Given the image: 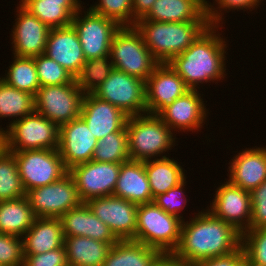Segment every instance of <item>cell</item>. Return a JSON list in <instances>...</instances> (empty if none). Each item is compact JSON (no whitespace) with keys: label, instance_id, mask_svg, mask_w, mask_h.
Instances as JSON below:
<instances>
[{"label":"cell","instance_id":"1","mask_svg":"<svg viewBox=\"0 0 266 266\" xmlns=\"http://www.w3.org/2000/svg\"><path fill=\"white\" fill-rule=\"evenodd\" d=\"M240 246L241 233L206 209L191 221H183L180 242L172 256L194 266L202 260L227 255Z\"/></svg>","mask_w":266,"mask_h":266},{"label":"cell","instance_id":"2","mask_svg":"<svg viewBox=\"0 0 266 266\" xmlns=\"http://www.w3.org/2000/svg\"><path fill=\"white\" fill-rule=\"evenodd\" d=\"M218 27L209 25L184 52L168 62L190 90H197L199 83L218 82L226 76L227 44Z\"/></svg>","mask_w":266,"mask_h":266},{"label":"cell","instance_id":"3","mask_svg":"<svg viewBox=\"0 0 266 266\" xmlns=\"http://www.w3.org/2000/svg\"><path fill=\"white\" fill-rule=\"evenodd\" d=\"M208 21L157 22L138 19L135 28L159 63H168L184 52L209 26Z\"/></svg>","mask_w":266,"mask_h":266},{"label":"cell","instance_id":"4","mask_svg":"<svg viewBox=\"0 0 266 266\" xmlns=\"http://www.w3.org/2000/svg\"><path fill=\"white\" fill-rule=\"evenodd\" d=\"M130 160L147 161L161 157L175 145L174 132L157 116H130L126 122ZM156 156V157H155Z\"/></svg>","mask_w":266,"mask_h":266},{"label":"cell","instance_id":"5","mask_svg":"<svg viewBox=\"0 0 266 266\" xmlns=\"http://www.w3.org/2000/svg\"><path fill=\"white\" fill-rule=\"evenodd\" d=\"M183 220L168 214L154 202L138 205L134 241L172 255L177 249Z\"/></svg>","mask_w":266,"mask_h":266},{"label":"cell","instance_id":"6","mask_svg":"<svg viewBox=\"0 0 266 266\" xmlns=\"http://www.w3.org/2000/svg\"><path fill=\"white\" fill-rule=\"evenodd\" d=\"M110 58L115 69L145 82L159 64L135 26H121L115 33L110 47Z\"/></svg>","mask_w":266,"mask_h":266},{"label":"cell","instance_id":"7","mask_svg":"<svg viewBox=\"0 0 266 266\" xmlns=\"http://www.w3.org/2000/svg\"><path fill=\"white\" fill-rule=\"evenodd\" d=\"M6 127L4 148L10 152L59 147V127L36 111Z\"/></svg>","mask_w":266,"mask_h":266},{"label":"cell","instance_id":"8","mask_svg":"<svg viewBox=\"0 0 266 266\" xmlns=\"http://www.w3.org/2000/svg\"><path fill=\"white\" fill-rule=\"evenodd\" d=\"M91 94L116 106L129 117L147 114L145 81L115 68Z\"/></svg>","mask_w":266,"mask_h":266},{"label":"cell","instance_id":"9","mask_svg":"<svg viewBox=\"0 0 266 266\" xmlns=\"http://www.w3.org/2000/svg\"><path fill=\"white\" fill-rule=\"evenodd\" d=\"M84 95L75 79L69 84L42 86L34 97L35 111L60 127L80 117Z\"/></svg>","mask_w":266,"mask_h":266},{"label":"cell","instance_id":"10","mask_svg":"<svg viewBox=\"0 0 266 266\" xmlns=\"http://www.w3.org/2000/svg\"><path fill=\"white\" fill-rule=\"evenodd\" d=\"M25 191L49 185L68 173L58 149L12 152Z\"/></svg>","mask_w":266,"mask_h":266},{"label":"cell","instance_id":"11","mask_svg":"<svg viewBox=\"0 0 266 266\" xmlns=\"http://www.w3.org/2000/svg\"><path fill=\"white\" fill-rule=\"evenodd\" d=\"M26 197L34 215L39 218H60L83 203L69 173L49 185L27 191Z\"/></svg>","mask_w":266,"mask_h":266},{"label":"cell","instance_id":"12","mask_svg":"<svg viewBox=\"0 0 266 266\" xmlns=\"http://www.w3.org/2000/svg\"><path fill=\"white\" fill-rule=\"evenodd\" d=\"M81 11L82 8L73 16L71 25L78 34L86 60L110 55L112 39L121 26L90 9L84 12V16Z\"/></svg>","mask_w":266,"mask_h":266},{"label":"cell","instance_id":"13","mask_svg":"<svg viewBox=\"0 0 266 266\" xmlns=\"http://www.w3.org/2000/svg\"><path fill=\"white\" fill-rule=\"evenodd\" d=\"M121 164L110 162H89L68 170L83 202L92 198L113 196Z\"/></svg>","mask_w":266,"mask_h":266},{"label":"cell","instance_id":"14","mask_svg":"<svg viewBox=\"0 0 266 266\" xmlns=\"http://www.w3.org/2000/svg\"><path fill=\"white\" fill-rule=\"evenodd\" d=\"M86 203L118 240L134 239L138 205L115 196L92 198Z\"/></svg>","mask_w":266,"mask_h":266},{"label":"cell","instance_id":"15","mask_svg":"<svg viewBox=\"0 0 266 266\" xmlns=\"http://www.w3.org/2000/svg\"><path fill=\"white\" fill-rule=\"evenodd\" d=\"M224 183L216 188L214 199L209 206L211 209L208 207V210L243 234L249 230L251 221L250 192L232 185L229 181Z\"/></svg>","mask_w":266,"mask_h":266},{"label":"cell","instance_id":"16","mask_svg":"<svg viewBox=\"0 0 266 266\" xmlns=\"http://www.w3.org/2000/svg\"><path fill=\"white\" fill-rule=\"evenodd\" d=\"M189 90L168 63H159L145 82L147 114L158 115Z\"/></svg>","mask_w":266,"mask_h":266},{"label":"cell","instance_id":"17","mask_svg":"<svg viewBox=\"0 0 266 266\" xmlns=\"http://www.w3.org/2000/svg\"><path fill=\"white\" fill-rule=\"evenodd\" d=\"M97 143L81 117L59 127L58 151L67 170L92 160Z\"/></svg>","mask_w":266,"mask_h":266},{"label":"cell","instance_id":"18","mask_svg":"<svg viewBox=\"0 0 266 266\" xmlns=\"http://www.w3.org/2000/svg\"><path fill=\"white\" fill-rule=\"evenodd\" d=\"M11 33L13 55L33 58L45 52L50 28L31 14L21 4Z\"/></svg>","mask_w":266,"mask_h":266},{"label":"cell","instance_id":"19","mask_svg":"<svg viewBox=\"0 0 266 266\" xmlns=\"http://www.w3.org/2000/svg\"><path fill=\"white\" fill-rule=\"evenodd\" d=\"M199 91L189 90L165 107L157 116L172 130L200 131L206 122L207 108ZM207 112V113H206ZM194 130V131H193Z\"/></svg>","mask_w":266,"mask_h":266},{"label":"cell","instance_id":"20","mask_svg":"<svg viewBox=\"0 0 266 266\" xmlns=\"http://www.w3.org/2000/svg\"><path fill=\"white\" fill-rule=\"evenodd\" d=\"M44 54L59 63L75 79L86 61L78 34L72 25L50 29Z\"/></svg>","mask_w":266,"mask_h":266},{"label":"cell","instance_id":"21","mask_svg":"<svg viewBox=\"0 0 266 266\" xmlns=\"http://www.w3.org/2000/svg\"><path fill=\"white\" fill-rule=\"evenodd\" d=\"M80 117L99 141L110 133L126 130L129 116L109 102L87 93L83 97Z\"/></svg>","mask_w":266,"mask_h":266},{"label":"cell","instance_id":"22","mask_svg":"<svg viewBox=\"0 0 266 266\" xmlns=\"http://www.w3.org/2000/svg\"><path fill=\"white\" fill-rule=\"evenodd\" d=\"M229 162V179L232 185L251 192L266 180V146L246 148Z\"/></svg>","mask_w":266,"mask_h":266},{"label":"cell","instance_id":"23","mask_svg":"<svg viewBox=\"0 0 266 266\" xmlns=\"http://www.w3.org/2000/svg\"><path fill=\"white\" fill-rule=\"evenodd\" d=\"M64 236H83L106 242L111 246L119 240L110 228L93 214L86 202L60 217Z\"/></svg>","mask_w":266,"mask_h":266},{"label":"cell","instance_id":"24","mask_svg":"<svg viewBox=\"0 0 266 266\" xmlns=\"http://www.w3.org/2000/svg\"><path fill=\"white\" fill-rule=\"evenodd\" d=\"M113 196L123 198L136 205L153 202L144 162L129 160L121 163Z\"/></svg>","mask_w":266,"mask_h":266},{"label":"cell","instance_id":"25","mask_svg":"<svg viewBox=\"0 0 266 266\" xmlns=\"http://www.w3.org/2000/svg\"><path fill=\"white\" fill-rule=\"evenodd\" d=\"M23 238L24 255L46 253L64 246L60 218L36 217Z\"/></svg>","mask_w":266,"mask_h":266},{"label":"cell","instance_id":"26","mask_svg":"<svg viewBox=\"0 0 266 266\" xmlns=\"http://www.w3.org/2000/svg\"><path fill=\"white\" fill-rule=\"evenodd\" d=\"M206 0H156L150 11L140 19L157 22L208 21Z\"/></svg>","mask_w":266,"mask_h":266},{"label":"cell","instance_id":"27","mask_svg":"<svg viewBox=\"0 0 266 266\" xmlns=\"http://www.w3.org/2000/svg\"><path fill=\"white\" fill-rule=\"evenodd\" d=\"M68 266H102L111 245L83 236H64Z\"/></svg>","mask_w":266,"mask_h":266},{"label":"cell","instance_id":"28","mask_svg":"<svg viewBox=\"0 0 266 266\" xmlns=\"http://www.w3.org/2000/svg\"><path fill=\"white\" fill-rule=\"evenodd\" d=\"M162 255L141 242L119 240L111 246L102 266H153Z\"/></svg>","mask_w":266,"mask_h":266},{"label":"cell","instance_id":"29","mask_svg":"<svg viewBox=\"0 0 266 266\" xmlns=\"http://www.w3.org/2000/svg\"><path fill=\"white\" fill-rule=\"evenodd\" d=\"M149 185L153 198L166 193L170 188L176 187L186 179L182 166L177 160L169 159L166 155L144 161Z\"/></svg>","mask_w":266,"mask_h":266},{"label":"cell","instance_id":"30","mask_svg":"<svg viewBox=\"0 0 266 266\" xmlns=\"http://www.w3.org/2000/svg\"><path fill=\"white\" fill-rule=\"evenodd\" d=\"M35 218L26 196L0 201V233L23 237Z\"/></svg>","mask_w":266,"mask_h":266},{"label":"cell","instance_id":"31","mask_svg":"<svg viewBox=\"0 0 266 266\" xmlns=\"http://www.w3.org/2000/svg\"><path fill=\"white\" fill-rule=\"evenodd\" d=\"M35 111V100L32 94L8 85L0 78V118L13 117L9 125ZM16 117V118H15ZM16 120H15V119ZM0 127V132H3Z\"/></svg>","mask_w":266,"mask_h":266},{"label":"cell","instance_id":"32","mask_svg":"<svg viewBox=\"0 0 266 266\" xmlns=\"http://www.w3.org/2000/svg\"><path fill=\"white\" fill-rule=\"evenodd\" d=\"M19 3L50 29L70 26L73 16L84 7L41 3V0H21Z\"/></svg>","mask_w":266,"mask_h":266},{"label":"cell","instance_id":"33","mask_svg":"<svg viewBox=\"0 0 266 266\" xmlns=\"http://www.w3.org/2000/svg\"><path fill=\"white\" fill-rule=\"evenodd\" d=\"M13 63L9 66L5 77H0L8 85L18 90L32 94L34 97L41 87L34 58L14 56Z\"/></svg>","mask_w":266,"mask_h":266},{"label":"cell","instance_id":"34","mask_svg":"<svg viewBox=\"0 0 266 266\" xmlns=\"http://www.w3.org/2000/svg\"><path fill=\"white\" fill-rule=\"evenodd\" d=\"M24 196H26V191L19 175L15 156L3 148L0 151V201Z\"/></svg>","mask_w":266,"mask_h":266},{"label":"cell","instance_id":"35","mask_svg":"<svg viewBox=\"0 0 266 266\" xmlns=\"http://www.w3.org/2000/svg\"><path fill=\"white\" fill-rule=\"evenodd\" d=\"M92 160L119 164L129 161L127 131L119 130L99 140L95 147Z\"/></svg>","mask_w":266,"mask_h":266},{"label":"cell","instance_id":"36","mask_svg":"<svg viewBox=\"0 0 266 266\" xmlns=\"http://www.w3.org/2000/svg\"><path fill=\"white\" fill-rule=\"evenodd\" d=\"M113 69L110 55L89 59L85 61L80 74L75 80L85 94L92 93L96 87L108 78Z\"/></svg>","mask_w":266,"mask_h":266},{"label":"cell","instance_id":"37","mask_svg":"<svg viewBox=\"0 0 266 266\" xmlns=\"http://www.w3.org/2000/svg\"><path fill=\"white\" fill-rule=\"evenodd\" d=\"M40 86L69 84L75 78L44 53L33 57Z\"/></svg>","mask_w":266,"mask_h":266},{"label":"cell","instance_id":"38","mask_svg":"<svg viewBox=\"0 0 266 266\" xmlns=\"http://www.w3.org/2000/svg\"><path fill=\"white\" fill-rule=\"evenodd\" d=\"M248 266H266V228L249 229L241 234Z\"/></svg>","mask_w":266,"mask_h":266},{"label":"cell","instance_id":"39","mask_svg":"<svg viewBox=\"0 0 266 266\" xmlns=\"http://www.w3.org/2000/svg\"><path fill=\"white\" fill-rule=\"evenodd\" d=\"M89 9L114 20L120 26H133V0H99Z\"/></svg>","mask_w":266,"mask_h":266},{"label":"cell","instance_id":"40","mask_svg":"<svg viewBox=\"0 0 266 266\" xmlns=\"http://www.w3.org/2000/svg\"><path fill=\"white\" fill-rule=\"evenodd\" d=\"M216 1V2H215ZM214 3L217 4L216 8L214 7V3L213 5L207 1H205V13L207 15V19L210 25H216V26H220L221 24H223L222 20H224V18H222L223 16V11L224 12H228L227 10H236L238 11V9L245 11L249 10L252 11L254 8H258V6L261 3V0H215ZM219 9V11H218ZM252 9V10H251ZM226 10V11H225ZM221 22V23H220Z\"/></svg>","mask_w":266,"mask_h":266},{"label":"cell","instance_id":"41","mask_svg":"<svg viewBox=\"0 0 266 266\" xmlns=\"http://www.w3.org/2000/svg\"><path fill=\"white\" fill-rule=\"evenodd\" d=\"M23 238L0 233V266H23Z\"/></svg>","mask_w":266,"mask_h":266},{"label":"cell","instance_id":"42","mask_svg":"<svg viewBox=\"0 0 266 266\" xmlns=\"http://www.w3.org/2000/svg\"><path fill=\"white\" fill-rule=\"evenodd\" d=\"M185 185L186 179L176 187L170 188L166 193L155 196L153 202L168 214L177 216L184 221L185 219L180 213L187 204V199H184L186 196L185 189H183Z\"/></svg>","mask_w":266,"mask_h":266},{"label":"cell","instance_id":"43","mask_svg":"<svg viewBox=\"0 0 266 266\" xmlns=\"http://www.w3.org/2000/svg\"><path fill=\"white\" fill-rule=\"evenodd\" d=\"M252 215L249 229L266 228V180L250 192Z\"/></svg>","mask_w":266,"mask_h":266},{"label":"cell","instance_id":"44","mask_svg":"<svg viewBox=\"0 0 266 266\" xmlns=\"http://www.w3.org/2000/svg\"><path fill=\"white\" fill-rule=\"evenodd\" d=\"M65 246L36 255H24L23 266H67Z\"/></svg>","mask_w":266,"mask_h":266},{"label":"cell","instance_id":"45","mask_svg":"<svg viewBox=\"0 0 266 266\" xmlns=\"http://www.w3.org/2000/svg\"><path fill=\"white\" fill-rule=\"evenodd\" d=\"M194 266H248L242 246L223 256L209 258L196 263Z\"/></svg>","mask_w":266,"mask_h":266},{"label":"cell","instance_id":"46","mask_svg":"<svg viewBox=\"0 0 266 266\" xmlns=\"http://www.w3.org/2000/svg\"><path fill=\"white\" fill-rule=\"evenodd\" d=\"M156 0H133V26L136 21L143 18L152 8Z\"/></svg>","mask_w":266,"mask_h":266},{"label":"cell","instance_id":"47","mask_svg":"<svg viewBox=\"0 0 266 266\" xmlns=\"http://www.w3.org/2000/svg\"><path fill=\"white\" fill-rule=\"evenodd\" d=\"M153 266H188L178 260L172 255H162Z\"/></svg>","mask_w":266,"mask_h":266},{"label":"cell","instance_id":"48","mask_svg":"<svg viewBox=\"0 0 266 266\" xmlns=\"http://www.w3.org/2000/svg\"><path fill=\"white\" fill-rule=\"evenodd\" d=\"M79 0H41V3L60 4V6H81Z\"/></svg>","mask_w":266,"mask_h":266},{"label":"cell","instance_id":"49","mask_svg":"<svg viewBox=\"0 0 266 266\" xmlns=\"http://www.w3.org/2000/svg\"><path fill=\"white\" fill-rule=\"evenodd\" d=\"M4 148V136L3 132H0V151Z\"/></svg>","mask_w":266,"mask_h":266}]
</instances>
